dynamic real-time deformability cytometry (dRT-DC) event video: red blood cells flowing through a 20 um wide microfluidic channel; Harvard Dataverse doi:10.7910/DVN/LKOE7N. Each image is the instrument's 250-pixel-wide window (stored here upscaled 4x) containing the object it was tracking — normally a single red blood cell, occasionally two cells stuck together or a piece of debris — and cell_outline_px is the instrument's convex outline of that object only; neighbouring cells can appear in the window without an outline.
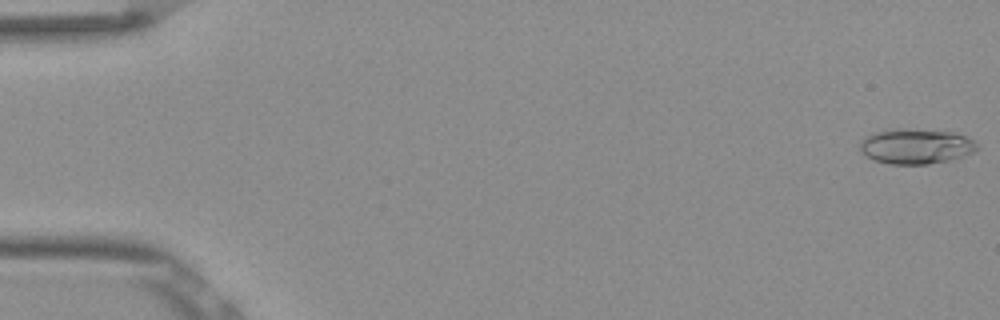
{"species": "Egyptian fruit bat (a non-hibernating species)", "species_latin": "Rousettus aegyptiacus", "temperature_condition": "room temperature", "stored_images_in_passage": 53, "camera_frame_rate_fps": 3000, "um_per_image_px": 0.085, "frame": {"image": 1, "passage_image": 1, "time_ms": 0.0, "image_size_px": [1000, 320], "cell_outline_px": [[980, 148], [976, 152], [952, 160], [928, 164], [888, 164], [876, 160], [860, 152], [860, 140], [864, 136], [872, 132], [888, 128], [904, 128], [956, 132], [968, 136]], "centroid_in_image_um": [77.86, 12.41], "position_along_channel_um": 7.1, "area_um2": 24.62}}
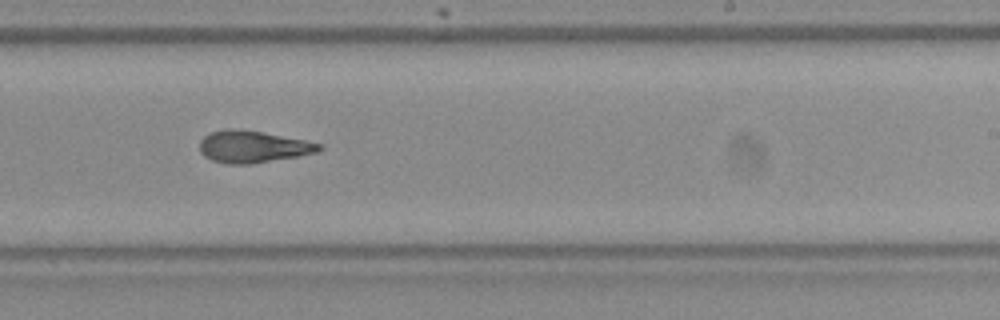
{"frame": {"image": 2, "passage_image": 33, "time_ms": 10.667, "image_size_px": [1000, 320], "cell_outline_px": [[324, 148], [316, 152], [300, 156], [248, 164], [228, 164], [212, 160], [204, 156], [200, 152], [200, 140], [208, 132], [228, 128], [236, 128], [264, 132], [324, 144]], "centroid_in_image_um": [21.49, 12.46], "position_along_channel_um": 267.5, "area_um2": 22.43}}
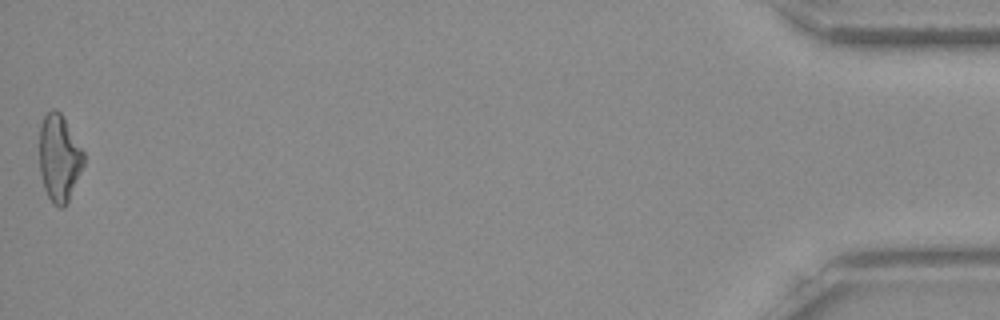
{"frame": {"image": 3, "passage_image": 53, "time_ms": 17.333, "image_size_px": [1000, 320], "cell_outline_px": [[84, 164], [68, 200], [64, 208], [60, 208], [52, 204], [44, 188], [40, 172], [40, 124], [44, 116], [52, 108], [56, 108], [60, 112], [84, 152]], "centroid_in_image_um": [5.02, 13.43], "position_along_channel_um": 430.2, "area_um2": 22.25}, "authors_computed_cell_mechanics": {"area_um2": 22.4842, "velocity_mm_per_s": 3.8635, "shape_relaxation_time_tau1_ms": 7.6292, "shape_relaxation_time_tau2_ms": 3.8534, "deformation_change_tau1": 0.2075, "deformation_change_tau2": 0.1174}}